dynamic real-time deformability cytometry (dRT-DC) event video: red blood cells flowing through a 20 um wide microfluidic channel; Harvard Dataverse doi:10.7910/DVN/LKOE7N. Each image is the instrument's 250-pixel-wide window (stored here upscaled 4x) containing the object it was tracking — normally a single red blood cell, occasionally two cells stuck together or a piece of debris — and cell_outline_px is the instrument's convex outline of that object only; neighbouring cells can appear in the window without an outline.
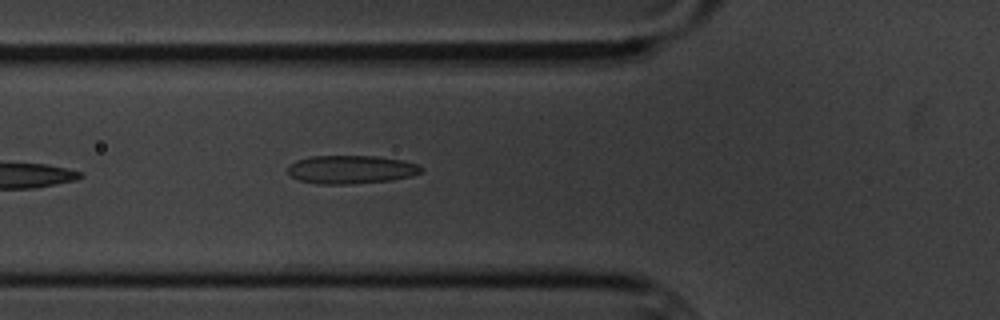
{"species": "common noctule bat (a hibernating species)", "species_latin": "Nyctalus noctula", "temperature_condition": "cold", "stored_images_in_passage": 5, "camera_frame_rate_fps": 3000, "um_per_image_px": 0.085, "animal": {"sex": "male", "body_mass_g": 20.1, "forearm_length_mm": 53.5}, "frame": {"image": 1, "passage_image": 5, "time_ms": 4.667, "image_size_px": [1000, 320], "cell_outline_px": [[424, 172], [412, 176], [392, 180], [348, 184], [320, 184], [300, 180], [292, 176], [288, 172], [288, 164], [296, 160], [308, 156], [376, 156], [404, 160], [416, 164], [424, 168]], "centroid_in_image_um": [29.86, 14.4], "position_along_channel_um": 95.9, "area_um2": 22.2}}